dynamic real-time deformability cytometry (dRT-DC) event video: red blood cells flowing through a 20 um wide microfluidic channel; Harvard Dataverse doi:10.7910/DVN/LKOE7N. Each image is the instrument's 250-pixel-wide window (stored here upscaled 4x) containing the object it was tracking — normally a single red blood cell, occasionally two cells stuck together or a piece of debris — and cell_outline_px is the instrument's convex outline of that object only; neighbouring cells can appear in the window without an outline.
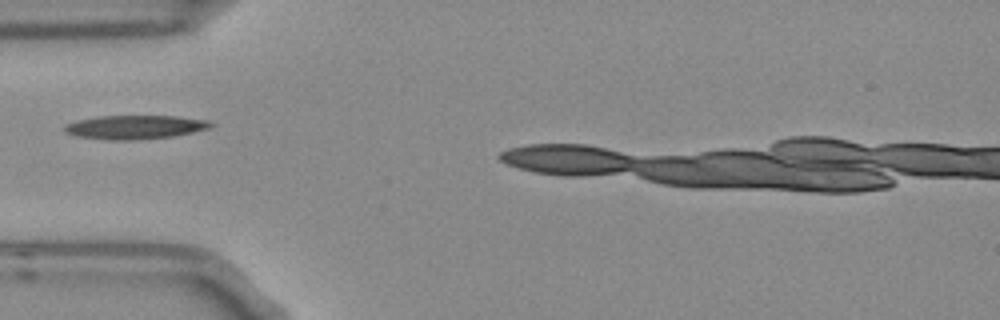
{"species": "Egyptian fruit bat (a non-hibernating species)", "species_latin": "Rousettus aegyptiacus", "temperature_condition": "room temperature", "stored_images_in_passage": 7, "segment_of_instrument_passage": [1, 2], "camera_frame_rate_fps": 3000, "um_per_image_px": 0.085, "frame": {"image": 1, "passage_image": 6, "time_ms": 1.667, "image_size_px": [1000, 320], "cell_outline_px": [[216, 124], [208, 128], [192, 132], [172, 136], [132, 140], [112, 140], [76, 136], [64, 132], [64, 124], [76, 120], [96, 116], [176, 116], [212, 120]], "centroid_in_image_um": [11.47, 10.79], "position_along_channel_um": 73.5, "area_um2": 20.4}}